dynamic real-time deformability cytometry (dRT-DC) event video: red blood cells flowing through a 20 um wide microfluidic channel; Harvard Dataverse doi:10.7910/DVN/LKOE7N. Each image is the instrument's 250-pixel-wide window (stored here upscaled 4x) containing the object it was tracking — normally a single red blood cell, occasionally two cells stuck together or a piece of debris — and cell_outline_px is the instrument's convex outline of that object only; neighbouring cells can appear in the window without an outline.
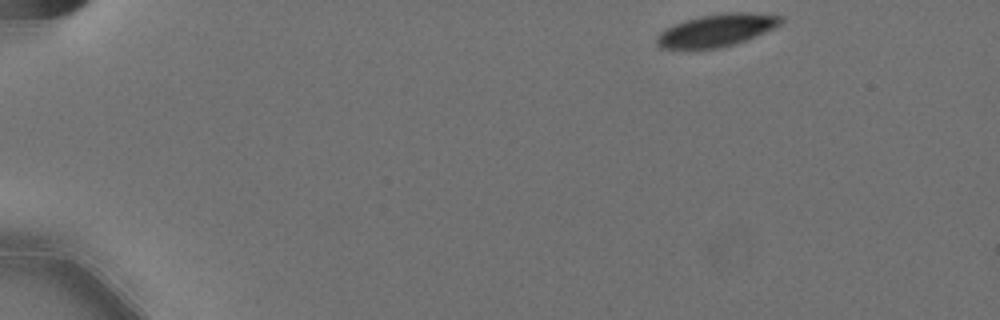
{"species": "Egyptian fruit bat (a non-hibernating species)", "species_latin": "Rousettus aegyptiacus", "temperature_condition": "cold", "stored_images_in_passage": 51, "camera_frame_rate_fps": 3000, "um_per_image_px": 0.085, "animal": {"sex": "female"}, "frame": {"image": 1, "passage_image": 1, "time_ms": 0.0, "image_size_px": [1000, 320], "cell_outline_px": [[784, 20], [780, 24], [756, 36], [736, 44], [720, 48], [660, 48], [656, 44], [656, 36], [660, 32], [676, 24], [700, 16], [728, 12], [752, 12], [784, 16]], "centroid_in_image_um": [60.95, 2.57], "position_along_channel_um": 24.0, "area_um2": 23.24}}
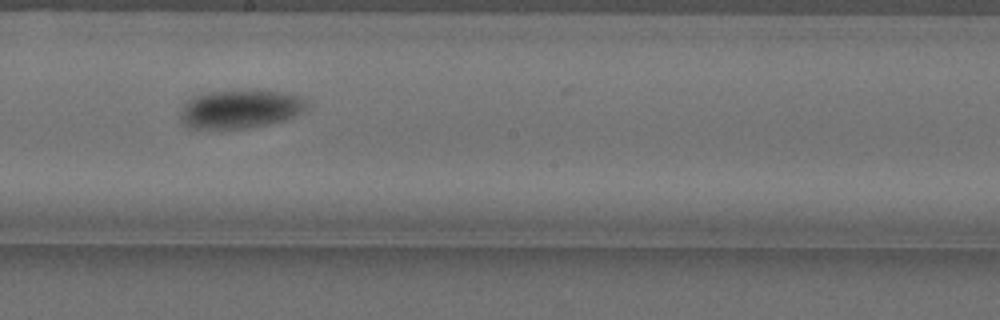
{"frame": {"image": 2, "passage_image": 27, "time_ms": 8.667, "image_size_px": [1000, 320], "cell_outline_px": [[308, 108], [296, 116], [284, 120], [268, 124], [244, 128], [192, 128], [184, 124], [180, 120], [180, 112], [184, 104], [188, 100], [196, 96], [208, 92], [280, 92], [296, 96], [308, 100]], "centroid_in_image_um": [20.43, 9.3], "position_along_channel_um": 227.8, "area_um2": 27.69}}
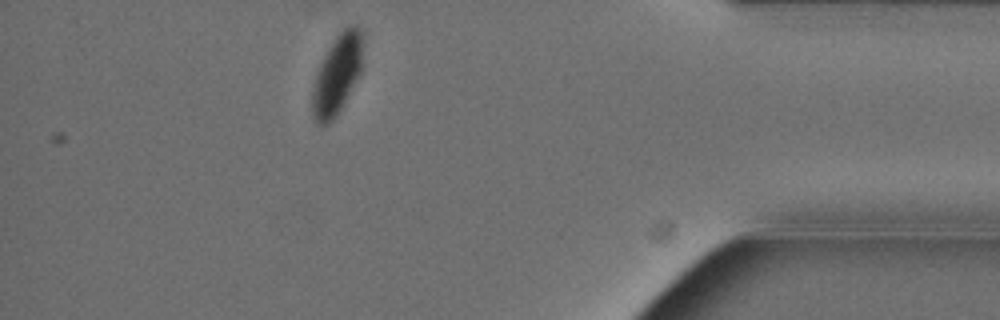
{"frame": {"image": 3, "passage_image": 45, "time_ms": 14.667, "image_size_px": [1000, 320], "cell_outline_px": [[364, 40], [360, 72], [336, 116], [328, 124], [316, 124], [312, 120], [312, 84], [316, 72], [328, 48], [336, 36], [348, 24], [356, 24], [364, 32]], "centroid_in_image_um": [28.65, 6.29], "position_along_channel_um": 406.6, "area_um2": 23.64}, "authors_computed_cell_mechanics": {"area_um2": 25.8944, "velocity_mm_per_s": 3.5591, "shape_relaxation_time_tau1_ms": 4.7862, "shape_relaxation_time_tau2_ms": null, "deformation_change_tau1": 0.1197, "deformation_change_tau2": null}}